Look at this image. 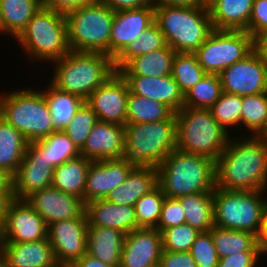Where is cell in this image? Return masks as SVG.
<instances>
[{"mask_svg": "<svg viewBox=\"0 0 267 267\" xmlns=\"http://www.w3.org/2000/svg\"><path fill=\"white\" fill-rule=\"evenodd\" d=\"M210 231L219 259L240 252H260L256 234L252 232L230 230L215 225Z\"/></svg>", "mask_w": 267, "mask_h": 267, "instance_id": "34", "label": "cell"}, {"mask_svg": "<svg viewBox=\"0 0 267 267\" xmlns=\"http://www.w3.org/2000/svg\"><path fill=\"white\" fill-rule=\"evenodd\" d=\"M260 252H240L220 258L218 267H257Z\"/></svg>", "mask_w": 267, "mask_h": 267, "instance_id": "48", "label": "cell"}, {"mask_svg": "<svg viewBox=\"0 0 267 267\" xmlns=\"http://www.w3.org/2000/svg\"><path fill=\"white\" fill-rule=\"evenodd\" d=\"M40 141L46 147V158L55 168L81 156L80 150L64 131H54Z\"/></svg>", "mask_w": 267, "mask_h": 267, "instance_id": "41", "label": "cell"}, {"mask_svg": "<svg viewBox=\"0 0 267 267\" xmlns=\"http://www.w3.org/2000/svg\"><path fill=\"white\" fill-rule=\"evenodd\" d=\"M254 50V38L246 31L213 29L194 52L208 74H219Z\"/></svg>", "mask_w": 267, "mask_h": 267, "instance_id": "11", "label": "cell"}, {"mask_svg": "<svg viewBox=\"0 0 267 267\" xmlns=\"http://www.w3.org/2000/svg\"><path fill=\"white\" fill-rule=\"evenodd\" d=\"M126 234L115 229L88 226L87 254L109 265H119Z\"/></svg>", "mask_w": 267, "mask_h": 267, "instance_id": "27", "label": "cell"}, {"mask_svg": "<svg viewBox=\"0 0 267 267\" xmlns=\"http://www.w3.org/2000/svg\"><path fill=\"white\" fill-rule=\"evenodd\" d=\"M42 6V0H0L4 34L16 39Z\"/></svg>", "mask_w": 267, "mask_h": 267, "instance_id": "32", "label": "cell"}, {"mask_svg": "<svg viewBox=\"0 0 267 267\" xmlns=\"http://www.w3.org/2000/svg\"><path fill=\"white\" fill-rule=\"evenodd\" d=\"M25 201L43 218L47 226L62 220L87 218L85 203L81 198L53 186L33 192Z\"/></svg>", "mask_w": 267, "mask_h": 267, "instance_id": "17", "label": "cell"}, {"mask_svg": "<svg viewBox=\"0 0 267 267\" xmlns=\"http://www.w3.org/2000/svg\"><path fill=\"white\" fill-rule=\"evenodd\" d=\"M74 265L76 267H119V265H109L103 263L87 253L77 260Z\"/></svg>", "mask_w": 267, "mask_h": 267, "instance_id": "53", "label": "cell"}, {"mask_svg": "<svg viewBox=\"0 0 267 267\" xmlns=\"http://www.w3.org/2000/svg\"><path fill=\"white\" fill-rule=\"evenodd\" d=\"M21 89L0 94V117L21 132L28 142L49 136L55 130L42 90Z\"/></svg>", "mask_w": 267, "mask_h": 267, "instance_id": "8", "label": "cell"}, {"mask_svg": "<svg viewBox=\"0 0 267 267\" xmlns=\"http://www.w3.org/2000/svg\"><path fill=\"white\" fill-rule=\"evenodd\" d=\"M92 160L83 156L66 161L55 168L52 186L66 194L81 198L84 202L87 173Z\"/></svg>", "mask_w": 267, "mask_h": 267, "instance_id": "29", "label": "cell"}, {"mask_svg": "<svg viewBox=\"0 0 267 267\" xmlns=\"http://www.w3.org/2000/svg\"><path fill=\"white\" fill-rule=\"evenodd\" d=\"M165 197L161 188L157 185L135 203V217L138 229L157 228Z\"/></svg>", "mask_w": 267, "mask_h": 267, "instance_id": "40", "label": "cell"}, {"mask_svg": "<svg viewBox=\"0 0 267 267\" xmlns=\"http://www.w3.org/2000/svg\"><path fill=\"white\" fill-rule=\"evenodd\" d=\"M258 136H261L267 139V120H266L265 129Z\"/></svg>", "mask_w": 267, "mask_h": 267, "instance_id": "58", "label": "cell"}, {"mask_svg": "<svg viewBox=\"0 0 267 267\" xmlns=\"http://www.w3.org/2000/svg\"><path fill=\"white\" fill-rule=\"evenodd\" d=\"M87 218L62 220L48 225L47 237L58 264H74L87 253Z\"/></svg>", "mask_w": 267, "mask_h": 267, "instance_id": "15", "label": "cell"}, {"mask_svg": "<svg viewBox=\"0 0 267 267\" xmlns=\"http://www.w3.org/2000/svg\"><path fill=\"white\" fill-rule=\"evenodd\" d=\"M267 92L242 97L241 124L252 136H258L266 126Z\"/></svg>", "mask_w": 267, "mask_h": 267, "instance_id": "39", "label": "cell"}, {"mask_svg": "<svg viewBox=\"0 0 267 267\" xmlns=\"http://www.w3.org/2000/svg\"><path fill=\"white\" fill-rule=\"evenodd\" d=\"M219 74H205L185 95L183 107L209 109L221 96Z\"/></svg>", "mask_w": 267, "mask_h": 267, "instance_id": "37", "label": "cell"}, {"mask_svg": "<svg viewBox=\"0 0 267 267\" xmlns=\"http://www.w3.org/2000/svg\"><path fill=\"white\" fill-rule=\"evenodd\" d=\"M114 12L131 10L151 5L152 0H101Z\"/></svg>", "mask_w": 267, "mask_h": 267, "instance_id": "51", "label": "cell"}, {"mask_svg": "<svg viewBox=\"0 0 267 267\" xmlns=\"http://www.w3.org/2000/svg\"><path fill=\"white\" fill-rule=\"evenodd\" d=\"M197 267H218L219 257L211 231L200 232L189 250Z\"/></svg>", "mask_w": 267, "mask_h": 267, "instance_id": "45", "label": "cell"}, {"mask_svg": "<svg viewBox=\"0 0 267 267\" xmlns=\"http://www.w3.org/2000/svg\"><path fill=\"white\" fill-rule=\"evenodd\" d=\"M129 88L116 71L95 89L85 101L97 115L98 121L125 126Z\"/></svg>", "mask_w": 267, "mask_h": 267, "instance_id": "14", "label": "cell"}, {"mask_svg": "<svg viewBox=\"0 0 267 267\" xmlns=\"http://www.w3.org/2000/svg\"><path fill=\"white\" fill-rule=\"evenodd\" d=\"M67 267H76L74 264H67Z\"/></svg>", "mask_w": 267, "mask_h": 267, "instance_id": "63", "label": "cell"}, {"mask_svg": "<svg viewBox=\"0 0 267 267\" xmlns=\"http://www.w3.org/2000/svg\"><path fill=\"white\" fill-rule=\"evenodd\" d=\"M213 0H200V2L202 3V5H206L208 6Z\"/></svg>", "mask_w": 267, "mask_h": 267, "instance_id": "59", "label": "cell"}, {"mask_svg": "<svg viewBox=\"0 0 267 267\" xmlns=\"http://www.w3.org/2000/svg\"><path fill=\"white\" fill-rule=\"evenodd\" d=\"M174 112L165 104L129 92L126 123H148L168 119Z\"/></svg>", "mask_w": 267, "mask_h": 267, "instance_id": "35", "label": "cell"}, {"mask_svg": "<svg viewBox=\"0 0 267 267\" xmlns=\"http://www.w3.org/2000/svg\"><path fill=\"white\" fill-rule=\"evenodd\" d=\"M0 267H8L1 258H0Z\"/></svg>", "mask_w": 267, "mask_h": 267, "instance_id": "61", "label": "cell"}, {"mask_svg": "<svg viewBox=\"0 0 267 267\" xmlns=\"http://www.w3.org/2000/svg\"><path fill=\"white\" fill-rule=\"evenodd\" d=\"M121 76L126 81L130 93L161 102L174 113H177L183 108L184 95L181 93L172 75L156 77L138 75Z\"/></svg>", "mask_w": 267, "mask_h": 267, "instance_id": "22", "label": "cell"}, {"mask_svg": "<svg viewBox=\"0 0 267 267\" xmlns=\"http://www.w3.org/2000/svg\"><path fill=\"white\" fill-rule=\"evenodd\" d=\"M115 12L101 0L66 14L71 51L109 55V40Z\"/></svg>", "mask_w": 267, "mask_h": 267, "instance_id": "9", "label": "cell"}, {"mask_svg": "<svg viewBox=\"0 0 267 267\" xmlns=\"http://www.w3.org/2000/svg\"><path fill=\"white\" fill-rule=\"evenodd\" d=\"M159 265L161 267H197L189 251L172 252L163 250Z\"/></svg>", "mask_w": 267, "mask_h": 267, "instance_id": "49", "label": "cell"}, {"mask_svg": "<svg viewBox=\"0 0 267 267\" xmlns=\"http://www.w3.org/2000/svg\"><path fill=\"white\" fill-rule=\"evenodd\" d=\"M185 211V223L200 232L214 227L213 191L194 193L178 198Z\"/></svg>", "mask_w": 267, "mask_h": 267, "instance_id": "33", "label": "cell"}, {"mask_svg": "<svg viewBox=\"0 0 267 267\" xmlns=\"http://www.w3.org/2000/svg\"><path fill=\"white\" fill-rule=\"evenodd\" d=\"M177 148L214 160L226 148L230 135L209 109L183 107L176 113Z\"/></svg>", "mask_w": 267, "mask_h": 267, "instance_id": "7", "label": "cell"}, {"mask_svg": "<svg viewBox=\"0 0 267 267\" xmlns=\"http://www.w3.org/2000/svg\"><path fill=\"white\" fill-rule=\"evenodd\" d=\"M257 238V247L262 255H267V208L265 210L263 221L261 223Z\"/></svg>", "mask_w": 267, "mask_h": 267, "instance_id": "52", "label": "cell"}, {"mask_svg": "<svg viewBox=\"0 0 267 267\" xmlns=\"http://www.w3.org/2000/svg\"><path fill=\"white\" fill-rule=\"evenodd\" d=\"M199 233L200 231L187 223L165 229L161 232L163 250L189 251Z\"/></svg>", "mask_w": 267, "mask_h": 267, "instance_id": "44", "label": "cell"}, {"mask_svg": "<svg viewBox=\"0 0 267 267\" xmlns=\"http://www.w3.org/2000/svg\"><path fill=\"white\" fill-rule=\"evenodd\" d=\"M222 91L238 96L267 92V63L253 50L219 73Z\"/></svg>", "mask_w": 267, "mask_h": 267, "instance_id": "13", "label": "cell"}, {"mask_svg": "<svg viewBox=\"0 0 267 267\" xmlns=\"http://www.w3.org/2000/svg\"><path fill=\"white\" fill-rule=\"evenodd\" d=\"M0 32L4 33V26L1 19V11H0Z\"/></svg>", "mask_w": 267, "mask_h": 267, "instance_id": "60", "label": "cell"}, {"mask_svg": "<svg viewBox=\"0 0 267 267\" xmlns=\"http://www.w3.org/2000/svg\"><path fill=\"white\" fill-rule=\"evenodd\" d=\"M55 267H67V264H66V265H63V264H57Z\"/></svg>", "mask_w": 267, "mask_h": 267, "instance_id": "62", "label": "cell"}, {"mask_svg": "<svg viewBox=\"0 0 267 267\" xmlns=\"http://www.w3.org/2000/svg\"><path fill=\"white\" fill-rule=\"evenodd\" d=\"M80 153L92 161L124 158L125 126L98 121Z\"/></svg>", "mask_w": 267, "mask_h": 267, "instance_id": "21", "label": "cell"}, {"mask_svg": "<svg viewBox=\"0 0 267 267\" xmlns=\"http://www.w3.org/2000/svg\"><path fill=\"white\" fill-rule=\"evenodd\" d=\"M177 52L169 45L132 58L118 72L121 75L167 76L172 74L173 60Z\"/></svg>", "mask_w": 267, "mask_h": 267, "instance_id": "28", "label": "cell"}, {"mask_svg": "<svg viewBox=\"0 0 267 267\" xmlns=\"http://www.w3.org/2000/svg\"><path fill=\"white\" fill-rule=\"evenodd\" d=\"M157 169L152 166H135L124 183L114 188L106 200L126 206H134L145 194L157 186Z\"/></svg>", "mask_w": 267, "mask_h": 267, "instance_id": "25", "label": "cell"}, {"mask_svg": "<svg viewBox=\"0 0 267 267\" xmlns=\"http://www.w3.org/2000/svg\"><path fill=\"white\" fill-rule=\"evenodd\" d=\"M254 0H213L209 12L213 29L248 32Z\"/></svg>", "mask_w": 267, "mask_h": 267, "instance_id": "26", "label": "cell"}, {"mask_svg": "<svg viewBox=\"0 0 267 267\" xmlns=\"http://www.w3.org/2000/svg\"><path fill=\"white\" fill-rule=\"evenodd\" d=\"M97 122V115L93 112L91 107L84 102L63 131L76 147L81 150L89 137V133Z\"/></svg>", "mask_w": 267, "mask_h": 267, "instance_id": "43", "label": "cell"}, {"mask_svg": "<svg viewBox=\"0 0 267 267\" xmlns=\"http://www.w3.org/2000/svg\"><path fill=\"white\" fill-rule=\"evenodd\" d=\"M28 141L13 125L0 117V168L15 175L26 153Z\"/></svg>", "mask_w": 267, "mask_h": 267, "instance_id": "31", "label": "cell"}, {"mask_svg": "<svg viewBox=\"0 0 267 267\" xmlns=\"http://www.w3.org/2000/svg\"><path fill=\"white\" fill-rule=\"evenodd\" d=\"M15 41L30 60L52 63L61 59L71 51L66 15L42 6Z\"/></svg>", "mask_w": 267, "mask_h": 267, "instance_id": "5", "label": "cell"}, {"mask_svg": "<svg viewBox=\"0 0 267 267\" xmlns=\"http://www.w3.org/2000/svg\"><path fill=\"white\" fill-rule=\"evenodd\" d=\"M43 7L67 14L72 10L91 4L94 0H42Z\"/></svg>", "mask_w": 267, "mask_h": 267, "instance_id": "50", "label": "cell"}, {"mask_svg": "<svg viewBox=\"0 0 267 267\" xmlns=\"http://www.w3.org/2000/svg\"><path fill=\"white\" fill-rule=\"evenodd\" d=\"M154 5H166L177 7H198L203 6L200 0H152Z\"/></svg>", "mask_w": 267, "mask_h": 267, "instance_id": "54", "label": "cell"}, {"mask_svg": "<svg viewBox=\"0 0 267 267\" xmlns=\"http://www.w3.org/2000/svg\"><path fill=\"white\" fill-rule=\"evenodd\" d=\"M13 199V192H0V230L5 220L7 208Z\"/></svg>", "mask_w": 267, "mask_h": 267, "instance_id": "56", "label": "cell"}, {"mask_svg": "<svg viewBox=\"0 0 267 267\" xmlns=\"http://www.w3.org/2000/svg\"><path fill=\"white\" fill-rule=\"evenodd\" d=\"M0 258L8 267H55L58 263L47 238L32 242H0Z\"/></svg>", "mask_w": 267, "mask_h": 267, "instance_id": "23", "label": "cell"}, {"mask_svg": "<svg viewBox=\"0 0 267 267\" xmlns=\"http://www.w3.org/2000/svg\"><path fill=\"white\" fill-rule=\"evenodd\" d=\"M265 31H267V0H254L248 33L255 39Z\"/></svg>", "mask_w": 267, "mask_h": 267, "instance_id": "47", "label": "cell"}, {"mask_svg": "<svg viewBox=\"0 0 267 267\" xmlns=\"http://www.w3.org/2000/svg\"><path fill=\"white\" fill-rule=\"evenodd\" d=\"M155 21L154 4L115 12L109 40V56L114 60Z\"/></svg>", "mask_w": 267, "mask_h": 267, "instance_id": "20", "label": "cell"}, {"mask_svg": "<svg viewBox=\"0 0 267 267\" xmlns=\"http://www.w3.org/2000/svg\"><path fill=\"white\" fill-rule=\"evenodd\" d=\"M254 50L267 63V31L260 33L254 39Z\"/></svg>", "mask_w": 267, "mask_h": 267, "instance_id": "55", "label": "cell"}, {"mask_svg": "<svg viewBox=\"0 0 267 267\" xmlns=\"http://www.w3.org/2000/svg\"><path fill=\"white\" fill-rule=\"evenodd\" d=\"M167 45L165 36L154 22L150 27L144 30L114 59L115 70L123 68L132 58L144 55L149 52L161 49Z\"/></svg>", "mask_w": 267, "mask_h": 267, "instance_id": "36", "label": "cell"}, {"mask_svg": "<svg viewBox=\"0 0 267 267\" xmlns=\"http://www.w3.org/2000/svg\"><path fill=\"white\" fill-rule=\"evenodd\" d=\"M242 97L222 92L220 98L209 108L213 118L228 133V128L242 126L241 124Z\"/></svg>", "mask_w": 267, "mask_h": 267, "instance_id": "42", "label": "cell"}, {"mask_svg": "<svg viewBox=\"0 0 267 267\" xmlns=\"http://www.w3.org/2000/svg\"><path fill=\"white\" fill-rule=\"evenodd\" d=\"M55 167L46 158V147L40 141L27 145L24 158L13 176L14 199L25 200L33 192L52 186Z\"/></svg>", "mask_w": 267, "mask_h": 267, "instance_id": "12", "label": "cell"}, {"mask_svg": "<svg viewBox=\"0 0 267 267\" xmlns=\"http://www.w3.org/2000/svg\"><path fill=\"white\" fill-rule=\"evenodd\" d=\"M162 252L158 229L133 230L125 236L119 267H153L159 264Z\"/></svg>", "mask_w": 267, "mask_h": 267, "instance_id": "19", "label": "cell"}, {"mask_svg": "<svg viewBox=\"0 0 267 267\" xmlns=\"http://www.w3.org/2000/svg\"><path fill=\"white\" fill-rule=\"evenodd\" d=\"M134 167L126 158L92 161L87 173L84 203L106 199L114 188L124 183Z\"/></svg>", "mask_w": 267, "mask_h": 267, "instance_id": "18", "label": "cell"}, {"mask_svg": "<svg viewBox=\"0 0 267 267\" xmlns=\"http://www.w3.org/2000/svg\"><path fill=\"white\" fill-rule=\"evenodd\" d=\"M0 192H13V176L0 168Z\"/></svg>", "mask_w": 267, "mask_h": 267, "instance_id": "57", "label": "cell"}, {"mask_svg": "<svg viewBox=\"0 0 267 267\" xmlns=\"http://www.w3.org/2000/svg\"><path fill=\"white\" fill-rule=\"evenodd\" d=\"M51 83L62 91L87 100L116 70L114 60L100 52L70 51L61 59L53 61Z\"/></svg>", "mask_w": 267, "mask_h": 267, "instance_id": "3", "label": "cell"}, {"mask_svg": "<svg viewBox=\"0 0 267 267\" xmlns=\"http://www.w3.org/2000/svg\"><path fill=\"white\" fill-rule=\"evenodd\" d=\"M177 148L176 113L148 123H126L125 154L135 166H159Z\"/></svg>", "mask_w": 267, "mask_h": 267, "instance_id": "6", "label": "cell"}, {"mask_svg": "<svg viewBox=\"0 0 267 267\" xmlns=\"http://www.w3.org/2000/svg\"><path fill=\"white\" fill-rule=\"evenodd\" d=\"M247 135L229 138L226 148L217 158L216 187L236 191L267 189V139Z\"/></svg>", "mask_w": 267, "mask_h": 267, "instance_id": "1", "label": "cell"}, {"mask_svg": "<svg viewBox=\"0 0 267 267\" xmlns=\"http://www.w3.org/2000/svg\"><path fill=\"white\" fill-rule=\"evenodd\" d=\"M265 191L213 190L214 225L258 234L267 208ZM263 197V198H262Z\"/></svg>", "mask_w": 267, "mask_h": 267, "instance_id": "10", "label": "cell"}, {"mask_svg": "<svg viewBox=\"0 0 267 267\" xmlns=\"http://www.w3.org/2000/svg\"><path fill=\"white\" fill-rule=\"evenodd\" d=\"M207 74L194 53H176L172 65V77L183 95Z\"/></svg>", "mask_w": 267, "mask_h": 267, "instance_id": "38", "label": "cell"}, {"mask_svg": "<svg viewBox=\"0 0 267 267\" xmlns=\"http://www.w3.org/2000/svg\"><path fill=\"white\" fill-rule=\"evenodd\" d=\"M49 84L42 92L50 110L54 130L63 131L85 100L58 89L51 82Z\"/></svg>", "mask_w": 267, "mask_h": 267, "instance_id": "30", "label": "cell"}, {"mask_svg": "<svg viewBox=\"0 0 267 267\" xmlns=\"http://www.w3.org/2000/svg\"><path fill=\"white\" fill-rule=\"evenodd\" d=\"M185 223V211L178 198L165 197L161 210L158 229L162 232L165 229Z\"/></svg>", "mask_w": 267, "mask_h": 267, "instance_id": "46", "label": "cell"}, {"mask_svg": "<svg viewBox=\"0 0 267 267\" xmlns=\"http://www.w3.org/2000/svg\"><path fill=\"white\" fill-rule=\"evenodd\" d=\"M155 23L167 45L177 53H194L207 39L213 27L209 8L154 5Z\"/></svg>", "mask_w": 267, "mask_h": 267, "instance_id": "4", "label": "cell"}, {"mask_svg": "<svg viewBox=\"0 0 267 267\" xmlns=\"http://www.w3.org/2000/svg\"><path fill=\"white\" fill-rule=\"evenodd\" d=\"M88 226L108 227L126 235L138 229L134 206L99 199L85 204Z\"/></svg>", "mask_w": 267, "mask_h": 267, "instance_id": "24", "label": "cell"}, {"mask_svg": "<svg viewBox=\"0 0 267 267\" xmlns=\"http://www.w3.org/2000/svg\"><path fill=\"white\" fill-rule=\"evenodd\" d=\"M156 169L157 184L166 197L211 192L216 187L215 161L178 148Z\"/></svg>", "mask_w": 267, "mask_h": 267, "instance_id": "2", "label": "cell"}, {"mask_svg": "<svg viewBox=\"0 0 267 267\" xmlns=\"http://www.w3.org/2000/svg\"><path fill=\"white\" fill-rule=\"evenodd\" d=\"M45 221L25 201L13 199L0 230V242H32L47 238Z\"/></svg>", "mask_w": 267, "mask_h": 267, "instance_id": "16", "label": "cell"}]
</instances>
